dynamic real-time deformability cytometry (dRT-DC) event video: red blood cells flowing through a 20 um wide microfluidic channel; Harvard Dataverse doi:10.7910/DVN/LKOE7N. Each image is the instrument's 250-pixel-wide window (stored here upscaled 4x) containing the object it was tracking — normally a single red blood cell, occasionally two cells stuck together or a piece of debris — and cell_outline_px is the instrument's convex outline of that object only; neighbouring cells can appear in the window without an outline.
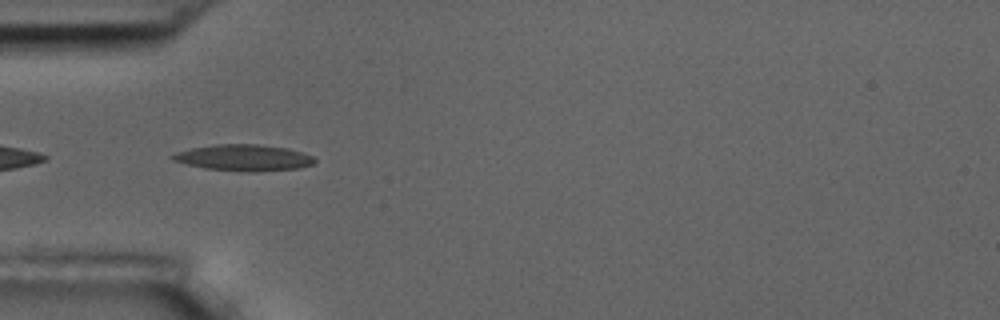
{"species": "common noctule bat (a hibernating species)", "species_latin": "Nyctalus noctula", "temperature_condition": "room temperature", "stored_images_in_passage": 6, "camera_frame_rate_fps": 3000, "um_per_image_px": 0.085, "animal": {"sex": "male", "body_mass_g": 17.5, "forearm_length_mm": 52.3}, "frame": {"image": 1, "passage_image": 6, "time_ms": 5.667, "image_size_px": [1000, 320], "cell_outline_px": [[316, 160], [312, 164], [300, 168], [256, 172], [240, 172], [204, 168], [172, 160], [168, 156], [176, 152], [192, 148], [216, 144], [256, 144], [288, 148], [312, 156]], "centroid_in_image_um": [20.7, 13.41], "position_along_channel_um": 64.3, "area_um2": 21.85}}